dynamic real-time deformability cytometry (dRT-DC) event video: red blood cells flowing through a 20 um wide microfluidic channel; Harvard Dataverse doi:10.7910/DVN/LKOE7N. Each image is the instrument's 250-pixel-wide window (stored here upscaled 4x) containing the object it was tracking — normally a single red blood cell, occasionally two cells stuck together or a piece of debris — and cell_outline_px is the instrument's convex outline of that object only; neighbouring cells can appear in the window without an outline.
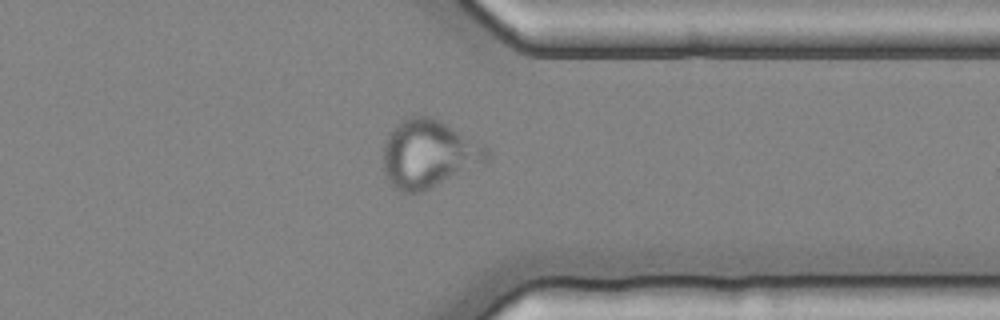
{"species": "common noctule bat (a hibernating species)", "species_latin": "Nyctalus noctula", "temperature_condition": "cold", "stored_images_in_passage": 39, "camera_frame_rate_fps": 3000, "um_per_image_px": 0.085, "animal": {"sex": "female", "body_mass_g": 25.1}, "frame": {"image": 1, "passage_image": 28, "time_ms": 9.0, "image_size_px": [1000, 320], "cell_outline_px": [[488, 156], [484, 160], [420, 192], [400, 192], [392, 188], [384, 176], [384, 140], [388, 132], [408, 116], [428, 116], [440, 120], [484, 144], [488, 148]], "centroid_in_image_um": [36.34, 13.05], "position_along_channel_um": 375.1, "area_um2": 40.17}}
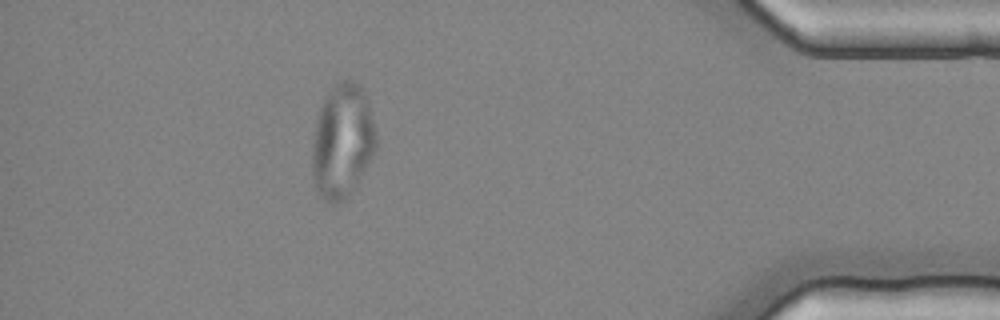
{"frame": {"image": 2, "passage_image": 34, "time_ms": 11.0, "image_size_px": [1000, 320], "cell_outline_px": [[376, 148], [372, 156], [348, 196], [344, 200], [336, 204], [328, 204], [316, 192], [312, 176], [312, 140], [316, 120], [324, 96], [332, 84], [344, 80], [352, 80], [360, 84], [368, 100], [376, 132]], "centroid_in_image_um": [29.07, 11.98], "position_along_channel_um": 406.1, "area_um2": 42.89}}